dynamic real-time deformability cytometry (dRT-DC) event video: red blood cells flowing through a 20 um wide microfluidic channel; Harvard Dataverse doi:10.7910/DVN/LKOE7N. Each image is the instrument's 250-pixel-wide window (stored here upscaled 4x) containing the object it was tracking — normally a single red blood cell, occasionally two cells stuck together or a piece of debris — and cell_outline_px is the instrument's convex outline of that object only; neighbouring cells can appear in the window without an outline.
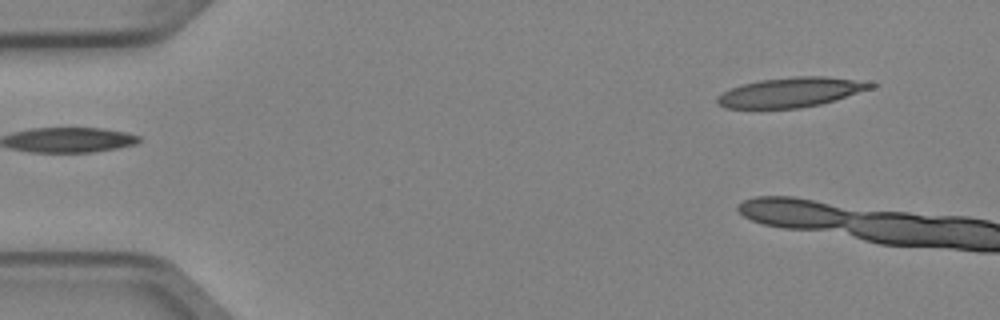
{"species": "Egyptian fruit bat (a non-hibernating species)", "species_latin": "Rousettus aegyptiacus", "temperature_condition": "cold", "stored_images_in_passage": 5, "camera_frame_rate_fps": 3000, "um_per_image_px": 0.085, "animal": {"sex": "female"}, "frame": {"image": 1, "passage_image": 5, "time_ms": 1.333, "image_size_px": [1000, 320], "cell_outline_px": [[880, 84], [872, 88], [820, 104], [800, 108], [724, 108], [716, 104], [716, 96], [732, 88], [744, 84], [760, 80], [796, 76], [824, 76]], "centroid_in_image_um": [67.17, 7.85], "position_along_channel_um": 17.8, "area_um2": 26.18}}